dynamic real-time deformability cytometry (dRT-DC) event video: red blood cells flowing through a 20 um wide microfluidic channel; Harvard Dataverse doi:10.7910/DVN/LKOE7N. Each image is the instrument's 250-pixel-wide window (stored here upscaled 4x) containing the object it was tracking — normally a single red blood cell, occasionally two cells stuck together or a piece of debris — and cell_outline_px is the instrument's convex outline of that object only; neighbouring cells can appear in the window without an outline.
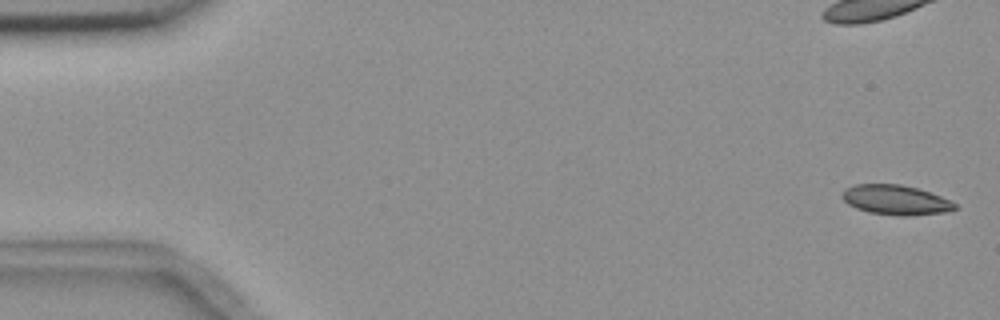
{"species": "common noctule bat (a hibernating species)", "species_latin": "Nyctalus noctula", "temperature_condition": "room temperature", "stored_images_in_passage": 5, "camera_frame_rate_fps": 3000, "um_per_image_px": 0.085, "animal": {"sex": "female", "body_mass_g": 18.4}, "frame": {"image": 1, "passage_image": 1, "time_ms": 0.0, "image_size_px": [1000, 320], "cell_outline_px": [[956, 208], [944, 212], [908, 216], [896, 216], [868, 212], [856, 208], [848, 204], [844, 200], [844, 188], [856, 184], [900, 184], [916, 188], [940, 196], [956, 204]], "centroid_in_image_um": [76.11, 17.0], "position_along_channel_um": 8.9, "area_um2": 19.31}}